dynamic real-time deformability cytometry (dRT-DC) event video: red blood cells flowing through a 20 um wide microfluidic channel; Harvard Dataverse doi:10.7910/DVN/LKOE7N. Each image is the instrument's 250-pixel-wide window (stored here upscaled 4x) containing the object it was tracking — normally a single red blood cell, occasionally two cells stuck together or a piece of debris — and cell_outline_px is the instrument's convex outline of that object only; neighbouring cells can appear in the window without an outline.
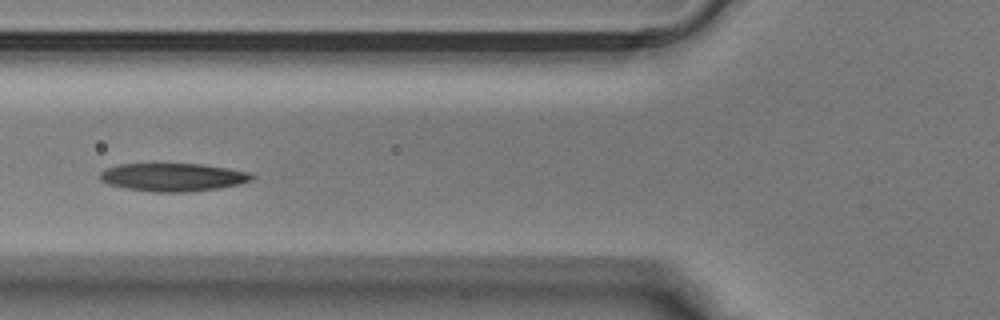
{"species": "Egyptian fruit bat (a non-hibernating species)", "species_latin": "Rousettus aegyptiacus", "temperature_condition": "warm", "stored_images_in_passage": 35, "camera_frame_rate_fps": 3000, "um_per_image_px": 0.085, "animal": {"sex": "male"}, "frame": {"image": 1, "passage_image": 11, "time_ms": 3.333, "image_size_px": [1000, 320], "cell_outline_px": [[256, 176], [252, 180], [220, 188], [188, 192], [152, 192], [124, 188], [108, 184], [100, 180], [100, 172], [104, 168], [120, 164], [204, 164], [228, 168], [248, 172]], "centroid_in_image_um": [14.67, 15.06], "position_along_channel_um": 111.1, "area_um2": 24.97}}
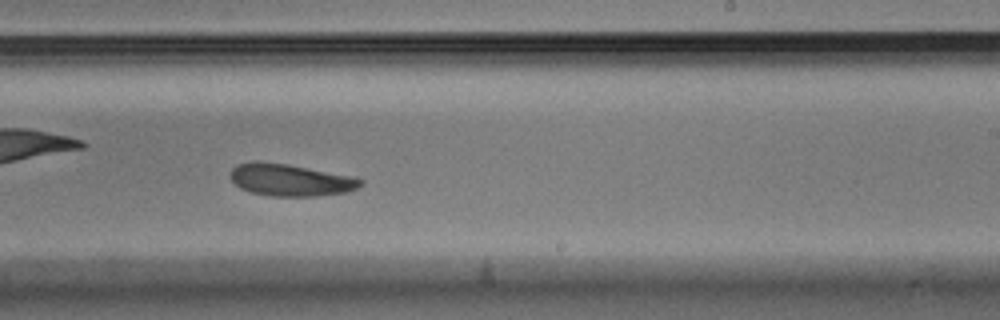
{"frame": {"image": 2, "passage_image": 20, "time_ms": 6.333, "image_size_px": [1000, 320], "cell_outline_px": [[364, 184], [356, 188], [344, 192], [312, 196], [272, 196], [252, 192], [240, 188], [232, 180], [232, 168], [236, 164], [256, 160], [288, 164], [352, 176], [364, 180]], "centroid_in_image_um": [24.67, 15.28], "position_along_channel_um": 264.3, "area_um2": 24.16}}
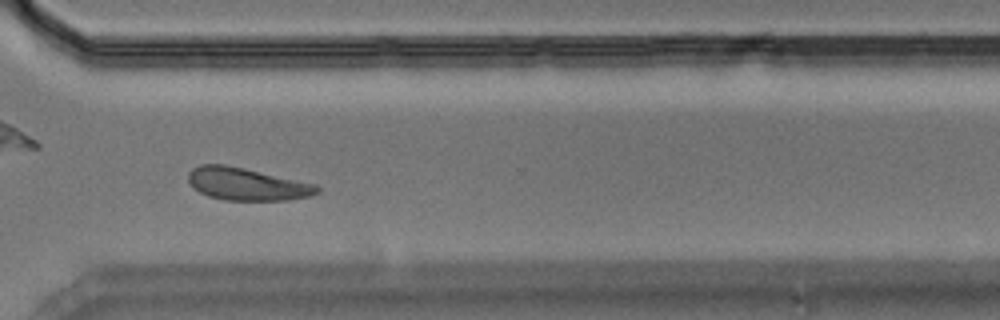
{"frame": {"image": 3, "passage_image": 25, "time_ms": 8.0, "image_size_px": [1000, 320], "cell_outline_px": [[320, 192], [312, 196], [288, 200], [224, 200], [208, 196], [200, 192], [188, 180], [188, 172], [192, 168], [200, 164], [224, 164], [244, 168], [316, 184], [320, 188]], "centroid_in_image_um": [21.0, 15.65], "position_along_channel_um": 349.6, "area_um2": 24.39}}